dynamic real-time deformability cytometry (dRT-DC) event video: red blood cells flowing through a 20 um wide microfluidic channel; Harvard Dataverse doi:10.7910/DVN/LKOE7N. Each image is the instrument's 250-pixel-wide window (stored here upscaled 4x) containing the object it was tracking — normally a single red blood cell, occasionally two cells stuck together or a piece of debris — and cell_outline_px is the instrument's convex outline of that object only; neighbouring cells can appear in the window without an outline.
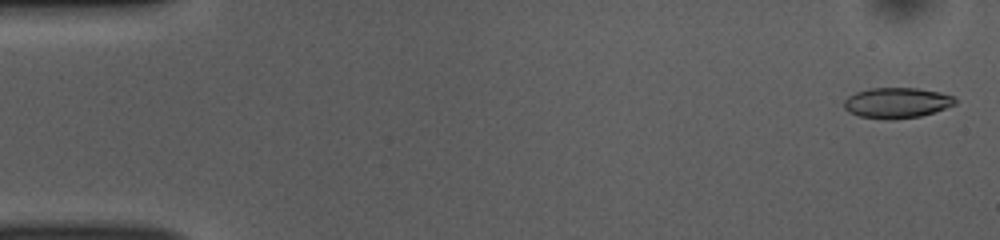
{"species": "common noctule bat (a hibernating species)", "species_latin": "Nyctalus noctula", "temperature_condition": "room temperature", "stored_images_in_passage": 52, "camera_frame_rate_fps": 3000, "um_per_image_px": 0.085, "animal": {"sex": "female", "body_mass_g": 10.0, "forearm_length_mm": 53.1}, "frame": {"image": 1, "passage_image": 2, "time_ms": 0.333, "image_size_px": [1000, 240], "cell_outline_px": [[956, 104], [920, 116], [860, 116], [848, 112], [844, 108], [844, 100], [848, 96], [856, 92], [868, 88], [916, 88], [940, 92], [952, 96], [956, 100]], "centroid_in_image_um": [76.22, 8.68], "position_along_channel_um": 8.8, "area_um2": 18.79}}
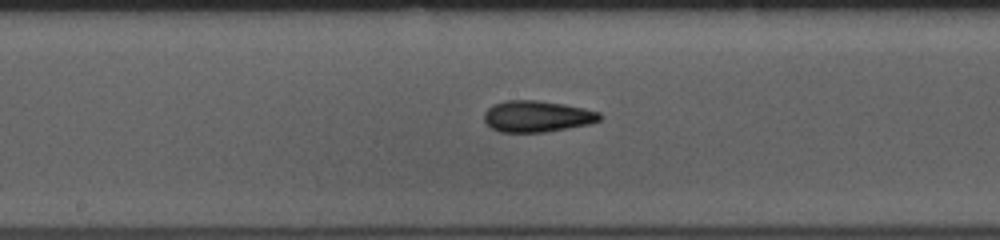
{"frame": {"image": 2, "passage_image": 27, "time_ms": 8.667, "image_size_px": [1000, 240], "cell_outline_px": [[604, 116], [600, 120], [592, 124], [544, 132], [500, 132], [492, 128], [484, 120], [484, 112], [492, 104], [508, 100], [536, 100], [564, 104], [584, 108], [600, 112]], "centroid_in_image_um": [45.68, 9.89], "position_along_channel_um": 202.5, "area_um2": 21.27}}
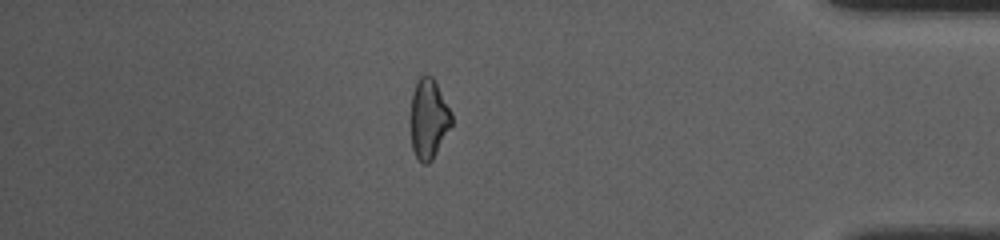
{"frame": {"image": 3, "passage_image": 45, "time_ms": 14.667, "image_size_px": [1000, 240], "cell_outline_px": [[452, 124], [432, 160], [428, 164], [424, 164], [416, 156], [412, 148], [412, 92], [416, 80], [424, 72], [432, 76], [452, 116]], "centroid_in_image_um": [36.42, 10.07], "position_along_channel_um": 398.8, "area_um2": 18.55}, "authors_computed_cell_mechanics": {"area_um2": 20.23, "velocity_mm_per_s": 3.8706, "shape_relaxation_time_tau1_ms": 4.1812, "shape_relaxation_time_tau2_ms": 3.325, "deformation_change_tau1": 0.1158, "deformation_change_tau2": 0.1168}}